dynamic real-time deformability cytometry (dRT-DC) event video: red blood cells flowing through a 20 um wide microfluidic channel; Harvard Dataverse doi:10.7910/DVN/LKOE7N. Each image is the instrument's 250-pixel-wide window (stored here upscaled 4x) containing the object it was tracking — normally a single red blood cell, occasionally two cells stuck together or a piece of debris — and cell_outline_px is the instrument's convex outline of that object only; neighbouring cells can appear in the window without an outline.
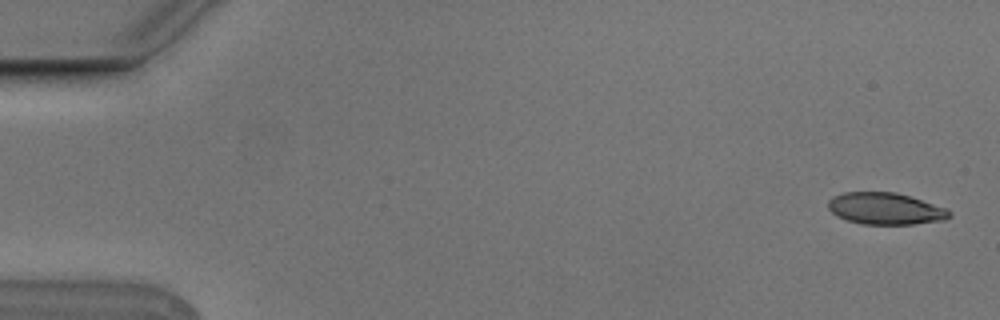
{"species": "Egyptian fruit bat (a non-hibernating species)", "species_latin": "Rousettus aegyptiacus", "temperature_condition": "cold", "stored_images_in_passage": 5, "camera_frame_rate_fps": 3000, "um_per_image_px": 0.085, "animal": {"sex": "male"}, "frame": {"image": 1, "passage_image": 1, "time_ms": 0.0, "image_size_px": [1000, 320], "cell_outline_px": [[952, 216], [944, 220], [912, 224], [864, 224], [848, 220], [836, 216], [828, 208], [828, 200], [832, 196], [844, 192], [896, 192], [948, 208], [952, 212]], "centroid_in_image_um": [75.27, 17.73], "position_along_channel_um": 9.7, "area_um2": 22.54}}
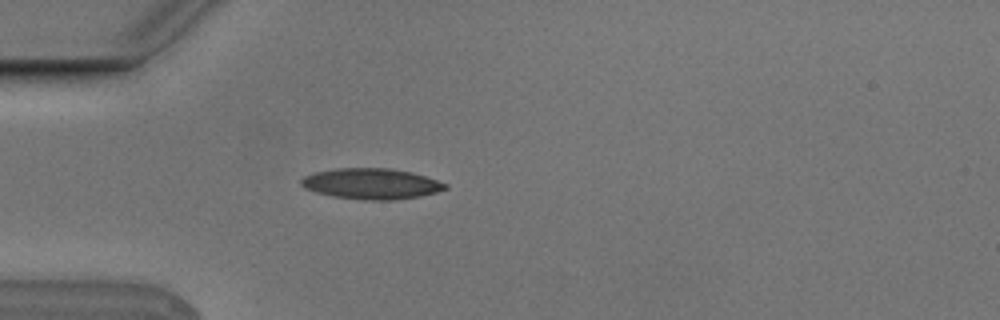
{"frame": {"image": 2, "passage_image": 5, "time_ms": 1.333, "image_size_px": [1000, 320], "cell_outline_px": [[448, 188], [436, 192], [420, 196], [396, 200], [364, 200], [332, 196], [316, 192], [304, 188], [300, 184], [300, 180], [304, 176], [316, 172], [336, 168], [388, 168], [412, 172], [448, 184]], "centroid_in_image_um": [31.55, 15.62], "position_along_channel_um": 53.4, "area_um2": 25.84}}